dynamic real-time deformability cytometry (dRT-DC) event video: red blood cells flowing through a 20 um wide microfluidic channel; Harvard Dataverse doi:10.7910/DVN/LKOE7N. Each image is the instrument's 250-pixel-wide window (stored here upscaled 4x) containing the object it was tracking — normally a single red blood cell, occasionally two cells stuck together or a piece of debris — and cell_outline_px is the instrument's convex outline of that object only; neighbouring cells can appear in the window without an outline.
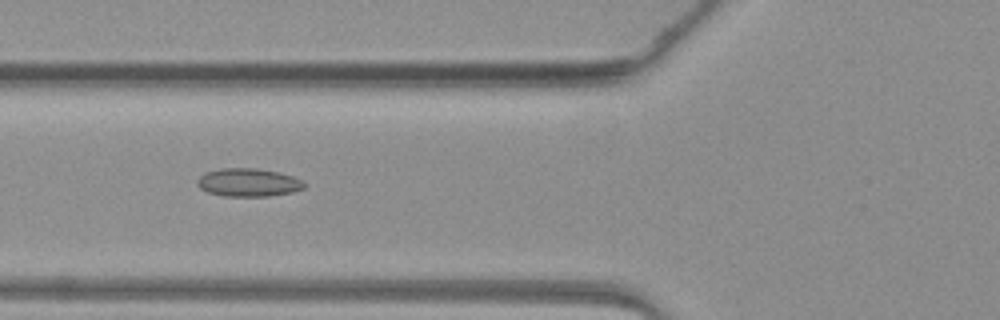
{"species": "common noctule bat (a hibernating species)", "species_latin": "Nyctalus noctula", "temperature_condition": "warm", "stored_images_in_passage": 48, "camera_frame_rate_fps": 3000, "um_per_image_px": 0.085, "animal": {"sex": "female", "body_mass_g": 19.3, "forearm_length_mm": 54.1}, "frame": {"image": 1, "passage_image": 19, "time_ms": 6.0, "image_size_px": [1000, 320], "cell_outline_px": [[308, 184], [304, 188], [292, 192], [268, 196], [224, 196], [208, 192], [200, 188], [196, 184], [196, 180], [204, 172], [220, 168], [256, 168], [276, 172], [292, 176], [304, 180]], "centroid_in_image_um": [21.11, 15.5], "position_along_channel_um": 104.7, "area_um2": 17.69}}
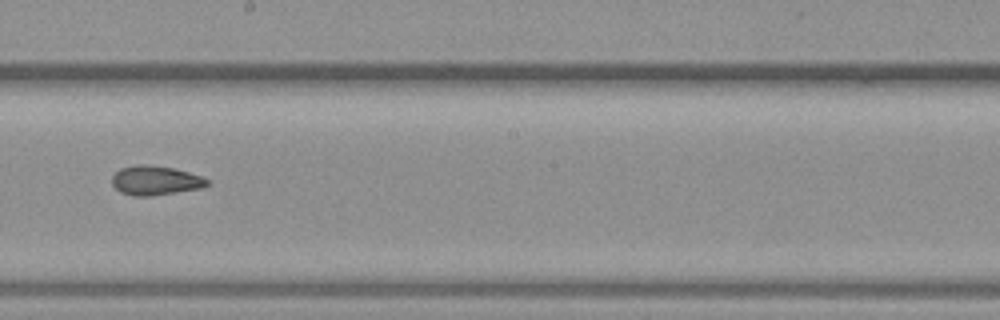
{"frame": {"image": 2, "passage_image": 28, "time_ms": 9.0, "image_size_px": [1000, 320], "cell_outline_px": [[208, 184], [200, 188], [152, 196], [132, 196], [120, 192], [112, 184], [112, 176], [120, 168], [136, 164], [148, 164], [172, 168], [188, 172], [200, 176], [208, 180]], "centroid_in_image_um": [13.15, 15.34], "position_along_channel_um": 235.0, "area_um2": 16.18}}
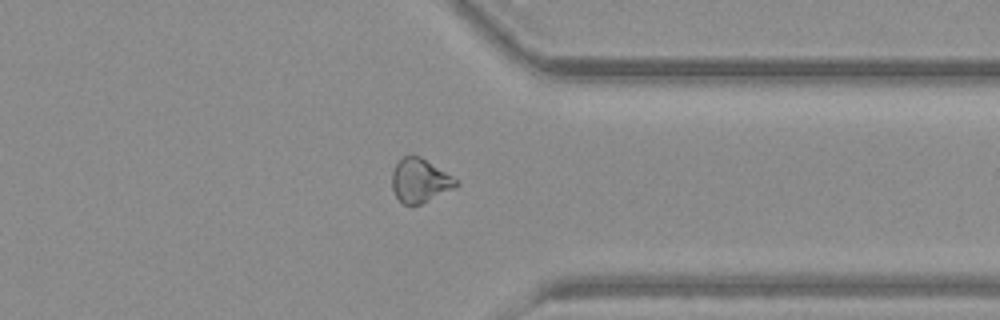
{"frame": {"image": 3, "passage_image": 38, "time_ms": 12.333, "image_size_px": [1000, 320], "cell_outline_px": [[460, 184], [456, 188], [420, 204], [404, 204], [396, 196], [392, 188], [392, 172], [396, 164], [404, 156], [412, 152], [420, 156], [452, 176]], "centroid_in_image_um": [35.69, 15.32], "position_along_channel_um": 375.7, "area_um2": 16.36}}